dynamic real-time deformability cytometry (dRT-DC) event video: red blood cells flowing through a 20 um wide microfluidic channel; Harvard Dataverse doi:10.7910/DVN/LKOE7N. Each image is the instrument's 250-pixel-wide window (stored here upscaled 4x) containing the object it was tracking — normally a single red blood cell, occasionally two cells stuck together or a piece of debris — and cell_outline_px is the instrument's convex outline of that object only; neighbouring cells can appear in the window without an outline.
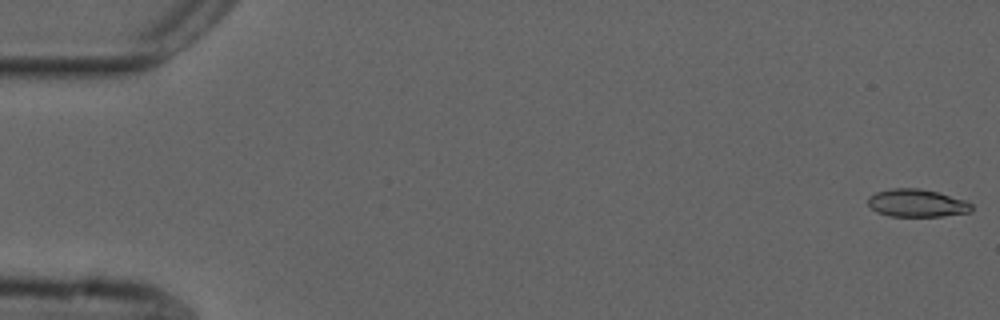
{"species": "common noctule bat (a hibernating species)", "species_latin": "Nyctalus noctula", "temperature_condition": "cold", "stored_images_in_passage": 11, "camera_frame_rate_fps": 3000, "um_per_image_px": 0.085, "animal": {"sex": "male", "forearm_length_mm": 52.5}, "frame": {"image": 1, "passage_image": 1, "time_ms": 0.0, "image_size_px": [1000, 320], "cell_outline_px": [[972, 212], [944, 216], [888, 216], [876, 212], [868, 204], [868, 196], [876, 192], [892, 188], [920, 188], [936, 192], [964, 200], [972, 204]], "centroid_in_image_um": [77.92, 17.27], "position_along_channel_um": 7.1, "area_um2": 16.76}}